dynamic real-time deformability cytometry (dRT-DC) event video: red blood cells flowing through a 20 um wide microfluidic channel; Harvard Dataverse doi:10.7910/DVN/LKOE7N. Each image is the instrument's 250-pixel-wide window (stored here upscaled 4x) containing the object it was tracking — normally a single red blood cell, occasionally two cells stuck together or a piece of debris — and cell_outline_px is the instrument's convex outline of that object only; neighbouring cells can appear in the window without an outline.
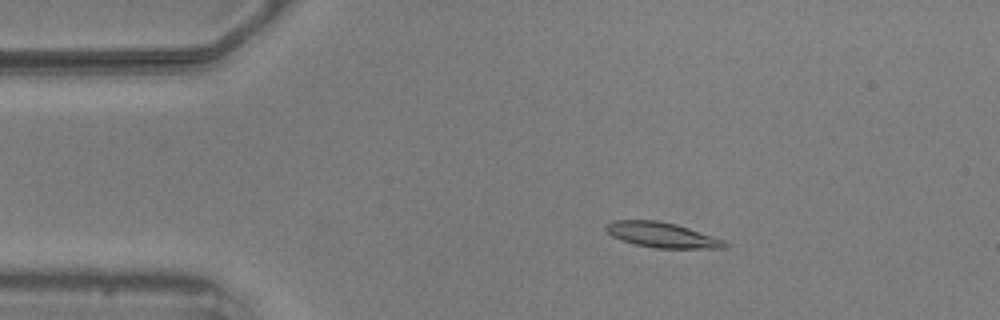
{"species": "common noctule bat (a hibernating species)", "species_latin": "Nyctalus noctula", "temperature_condition": "warm", "stored_images_in_passage": 56, "camera_frame_rate_fps": 3000, "um_per_image_px": 0.085, "animal": {"sex": "male", "body_mass_g": 20.5, "forearm_length_mm": 52.5}, "frame": {"image": 1, "passage_image": 10, "time_ms": 3.0, "image_size_px": [1000, 320], "cell_outline_px": [[728, 248], [656, 248], [636, 244], [620, 240], [612, 236], [604, 228], [608, 224], [616, 220], [656, 220], [676, 224], [724, 240], [728, 244]], "centroid_in_image_um": [56.27, 19.97], "position_along_channel_um": 28.7, "area_um2": 17.22}}
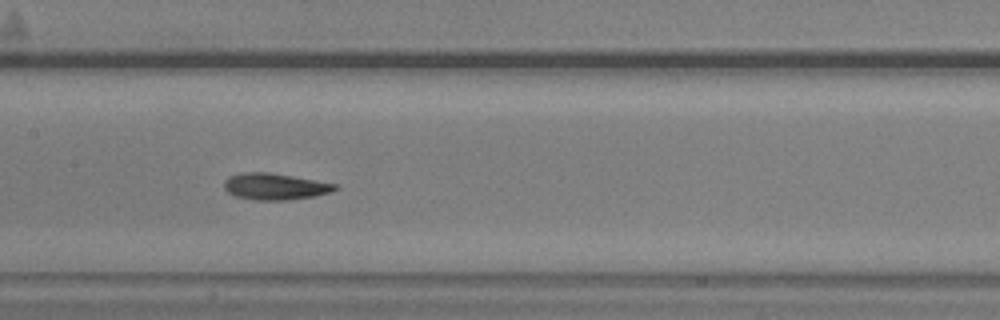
{"frame": {"image": 2, "passage_image": 27, "time_ms": 8.667, "image_size_px": [1000, 320], "cell_outline_px": [[340, 188], [332, 192], [316, 196], [288, 200], [252, 200], [236, 196], [228, 192], [224, 188], [224, 180], [228, 176], [244, 172], [268, 172], [292, 176], [336, 184]], "centroid_in_image_um": [23.37, 15.86], "position_along_channel_um": 184.0, "area_um2": 17.22}}
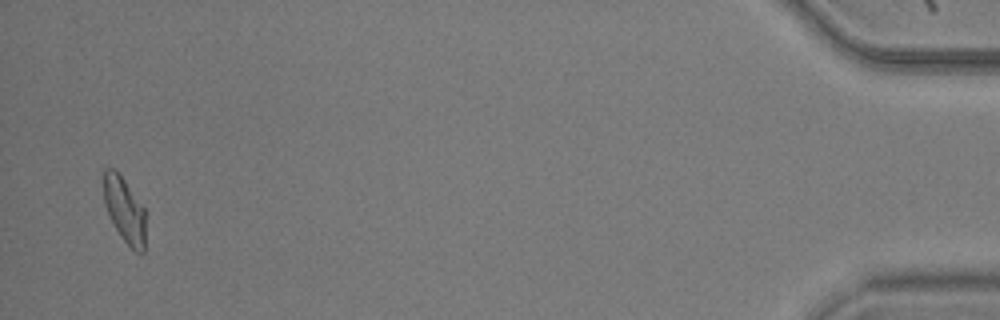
{"frame": {"image": 3, "passage_image": 55, "time_ms": 18.0, "image_size_px": [1000, 320], "cell_outline_px": [[144, 252], [140, 256], [120, 236], [108, 212], [104, 200], [104, 168], [116, 168], [144, 208]], "centroid_in_image_um": [10.58, 17.83], "position_along_channel_um": 424.6, "area_um2": 15.66}, "authors_computed_cell_mechanics": {"area_um2": 16.8487, "velocity_mm_per_s": 3.5616, "shape_relaxation_time_tau1_ms": 3.7508, "shape_relaxation_time_tau2_ms": 2.3719, "deformation_change_tau1": 0.1839, "deformation_change_tau2": 0.0965}}